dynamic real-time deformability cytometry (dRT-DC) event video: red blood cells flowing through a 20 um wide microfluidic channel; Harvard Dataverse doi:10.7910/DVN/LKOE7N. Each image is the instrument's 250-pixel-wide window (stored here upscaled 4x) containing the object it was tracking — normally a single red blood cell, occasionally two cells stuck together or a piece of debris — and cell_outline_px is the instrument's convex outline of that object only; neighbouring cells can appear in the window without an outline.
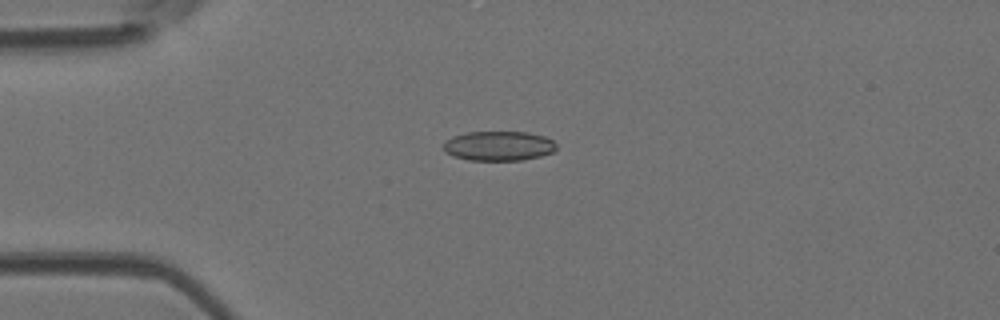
{"species": "Egyptian fruit bat (a non-hibernating species)", "species_latin": "Rousettus aegyptiacus", "temperature_condition": "room temperature", "stored_images_in_passage": 6, "camera_frame_rate_fps": 3000, "um_per_image_px": 0.085, "animal": {"sex": "female"}, "frame": {"image": 1, "passage_image": 4, "time_ms": 1.0, "image_size_px": [1000, 320], "cell_outline_px": [[556, 148], [552, 152], [540, 156], [520, 160], [468, 160], [452, 156], [444, 152], [444, 144], [452, 136], [468, 132], [528, 132], [544, 136], [552, 140], [556, 144]], "centroid_in_image_um": [42.37, 12.4], "position_along_channel_um": 42.6, "area_um2": 19.42}}
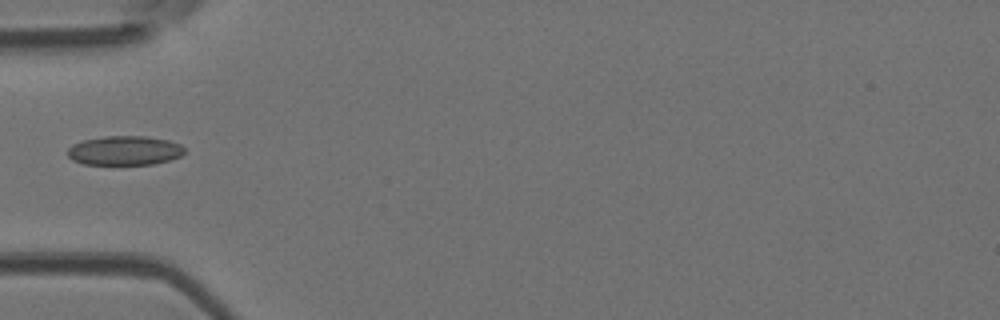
{"frame": {"image": 2, "passage_image": 5, "time_ms": 1.333, "image_size_px": [1000, 320], "cell_outline_px": [[184, 152], [180, 156], [168, 160], [152, 164], [84, 164], [72, 160], [68, 156], [68, 148], [72, 144], [84, 140], [104, 136], [148, 136], [168, 140], [180, 144], [184, 148]], "centroid_in_image_um": [10.57, 12.79], "position_along_channel_um": 74.4, "area_um2": 19.88}}
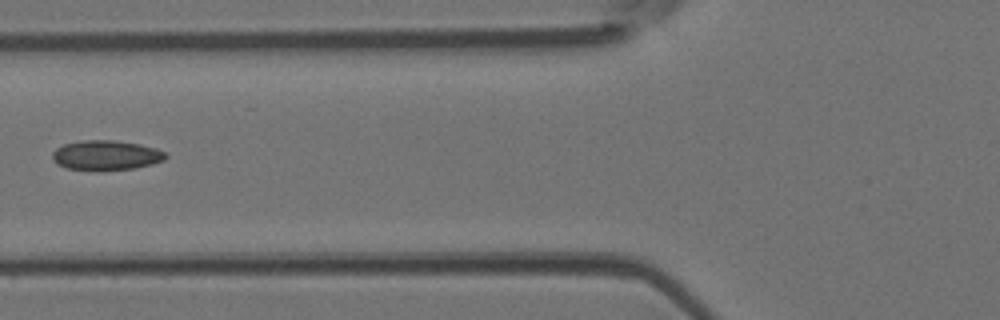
{"frame": {"image": 3, "passage_image": 6, "time_ms": 1.667, "image_size_px": [1000, 320], "cell_outline_px": [[168, 156], [164, 160], [152, 164], [132, 168], [68, 168], [56, 164], [52, 160], [52, 152], [56, 148], [64, 144], [84, 140], [112, 140], [140, 144], [156, 148], [164, 152]], "centroid_in_image_um": [9.01, 13.16], "position_along_channel_um": 116.8, "area_um2": 19.02}}